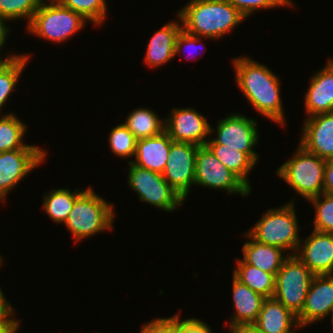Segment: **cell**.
<instances>
[{
  "instance_id": "cell-27",
  "label": "cell",
  "mask_w": 333,
  "mask_h": 333,
  "mask_svg": "<svg viewBox=\"0 0 333 333\" xmlns=\"http://www.w3.org/2000/svg\"><path fill=\"white\" fill-rule=\"evenodd\" d=\"M27 125L14 115V113L1 114L0 116V153L14 149L25 148L23 137Z\"/></svg>"
},
{
  "instance_id": "cell-25",
  "label": "cell",
  "mask_w": 333,
  "mask_h": 333,
  "mask_svg": "<svg viewBox=\"0 0 333 333\" xmlns=\"http://www.w3.org/2000/svg\"><path fill=\"white\" fill-rule=\"evenodd\" d=\"M165 120L150 108H136L127 116L124 125L132 132L137 140L155 137L164 131Z\"/></svg>"
},
{
  "instance_id": "cell-36",
  "label": "cell",
  "mask_w": 333,
  "mask_h": 333,
  "mask_svg": "<svg viewBox=\"0 0 333 333\" xmlns=\"http://www.w3.org/2000/svg\"><path fill=\"white\" fill-rule=\"evenodd\" d=\"M203 37L201 36H197L194 34H191L187 31H185L184 29H181L179 35L177 36L176 39V46H175V56H177L178 54L180 55L181 50L183 49V47H187V48H192L195 45H197L198 43L202 42ZM192 46V47H191Z\"/></svg>"
},
{
  "instance_id": "cell-2",
  "label": "cell",
  "mask_w": 333,
  "mask_h": 333,
  "mask_svg": "<svg viewBox=\"0 0 333 333\" xmlns=\"http://www.w3.org/2000/svg\"><path fill=\"white\" fill-rule=\"evenodd\" d=\"M182 29L206 39H221L246 18L228 0H190L177 12Z\"/></svg>"
},
{
  "instance_id": "cell-22",
  "label": "cell",
  "mask_w": 333,
  "mask_h": 333,
  "mask_svg": "<svg viewBox=\"0 0 333 333\" xmlns=\"http://www.w3.org/2000/svg\"><path fill=\"white\" fill-rule=\"evenodd\" d=\"M243 236L250 239L242 247L243 261L276 276L290 253L287 252L285 255L286 251L280 247L260 243L254 240L247 232Z\"/></svg>"
},
{
  "instance_id": "cell-4",
  "label": "cell",
  "mask_w": 333,
  "mask_h": 333,
  "mask_svg": "<svg viewBox=\"0 0 333 333\" xmlns=\"http://www.w3.org/2000/svg\"><path fill=\"white\" fill-rule=\"evenodd\" d=\"M295 210L293 200L276 209H268L247 233L260 243L280 247L294 255L301 241Z\"/></svg>"
},
{
  "instance_id": "cell-10",
  "label": "cell",
  "mask_w": 333,
  "mask_h": 333,
  "mask_svg": "<svg viewBox=\"0 0 333 333\" xmlns=\"http://www.w3.org/2000/svg\"><path fill=\"white\" fill-rule=\"evenodd\" d=\"M195 186L248 196L251 190L206 147L196 153Z\"/></svg>"
},
{
  "instance_id": "cell-28",
  "label": "cell",
  "mask_w": 333,
  "mask_h": 333,
  "mask_svg": "<svg viewBox=\"0 0 333 333\" xmlns=\"http://www.w3.org/2000/svg\"><path fill=\"white\" fill-rule=\"evenodd\" d=\"M29 54L19 56L0 71V113L20 79L21 73L29 62Z\"/></svg>"
},
{
  "instance_id": "cell-31",
  "label": "cell",
  "mask_w": 333,
  "mask_h": 333,
  "mask_svg": "<svg viewBox=\"0 0 333 333\" xmlns=\"http://www.w3.org/2000/svg\"><path fill=\"white\" fill-rule=\"evenodd\" d=\"M108 141L114 155L126 159L135 155L137 139L124 123L112 128Z\"/></svg>"
},
{
  "instance_id": "cell-23",
  "label": "cell",
  "mask_w": 333,
  "mask_h": 333,
  "mask_svg": "<svg viewBox=\"0 0 333 333\" xmlns=\"http://www.w3.org/2000/svg\"><path fill=\"white\" fill-rule=\"evenodd\" d=\"M236 260L237 264L232 276L263 297L273 298L276 276L253 265L246 264L241 259Z\"/></svg>"
},
{
  "instance_id": "cell-29",
  "label": "cell",
  "mask_w": 333,
  "mask_h": 333,
  "mask_svg": "<svg viewBox=\"0 0 333 333\" xmlns=\"http://www.w3.org/2000/svg\"><path fill=\"white\" fill-rule=\"evenodd\" d=\"M63 6L80 14L85 20L94 25L104 23L108 5L106 0H57Z\"/></svg>"
},
{
  "instance_id": "cell-42",
  "label": "cell",
  "mask_w": 333,
  "mask_h": 333,
  "mask_svg": "<svg viewBox=\"0 0 333 333\" xmlns=\"http://www.w3.org/2000/svg\"><path fill=\"white\" fill-rule=\"evenodd\" d=\"M1 50L2 49H0V53H1ZM19 55H16L15 53L13 54V55H7V57L6 58H4L3 60H2V57L0 56V71L4 68V67H6L11 61H12V59H15V58H17Z\"/></svg>"
},
{
  "instance_id": "cell-30",
  "label": "cell",
  "mask_w": 333,
  "mask_h": 333,
  "mask_svg": "<svg viewBox=\"0 0 333 333\" xmlns=\"http://www.w3.org/2000/svg\"><path fill=\"white\" fill-rule=\"evenodd\" d=\"M44 0H0V16L6 20L25 19L27 26Z\"/></svg>"
},
{
  "instance_id": "cell-9",
  "label": "cell",
  "mask_w": 333,
  "mask_h": 333,
  "mask_svg": "<svg viewBox=\"0 0 333 333\" xmlns=\"http://www.w3.org/2000/svg\"><path fill=\"white\" fill-rule=\"evenodd\" d=\"M256 123L255 119L243 114H230L217 122V129L210 126V134L216 132L217 135L214 139L208 140L206 144H220L237 148L239 151L245 152L257 164L259 154L253 150L259 141Z\"/></svg>"
},
{
  "instance_id": "cell-18",
  "label": "cell",
  "mask_w": 333,
  "mask_h": 333,
  "mask_svg": "<svg viewBox=\"0 0 333 333\" xmlns=\"http://www.w3.org/2000/svg\"><path fill=\"white\" fill-rule=\"evenodd\" d=\"M174 141L163 131L160 135L137 140L134 160L138 167L163 173L171 144Z\"/></svg>"
},
{
  "instance_id": "cell-6",
  "label": "cell",
  "mask_w": 333,
  "mask_h": 333,
  "mask_svg": "<svg viewBox=\"0 0 333 333\" xmlns=\"http://www.w3.org/2000/svg\"><path fill=\"white\" fill-rule=\"evenodd\" d=\"M43 1L27 26L31 35L51 42L62 43L84 28L87 20L63 6L57 0Z\"/></svg>"
},
{
  "instance_id": "cell-16",
  "label": "cell",
  "mask_w": 333,
  "mask_h": 333,
  "mask_svg": "<svg viewBox=\"0 0 333 333\" xmlns=\"http://www.w3.org/2000/svg\"><path fill=\"white\" fill-rule=\"evenodd\" d=\"M299 141L306 151L333 160V112L307 117Z\"/></svg>"
},
{
  "instance_id": "cell-32",
  "label": "cell",
  "mask_w": 333,
  "mask_h": 333,
  "mask_svg": "<svg viewBox=\"0 0 333 333\" xmlns=\"http://www.w3.org/2000/svg\"><path fill=\"white\" fill-rule=\"evenodd\" d=\"M308 201L315 209L313 230L333 233V195L322 193Z\"/></svg>"
},
{
  "instance_id": "cell-17",
  "label": "cell",
  "mask_w": 333,
  "mask_h": 333,
  "mask_svg": "<svg viewBox=\"0 0 333 333\" xmlns=\"http://www.w3.org/2000/svg\"><path fill=\"white\" fill-rule=\"evenodd\" d=\"M310 77L304 104L308 117L333 112V58Z\"/></svg>"
},
{
  "instance_id": "cell-14",
  "label": "cell",
  "mask_w": 333,
  "mask_h": 333,
  "mask_svg": "<svg viewBox=\"0 0 333 333\" xmlns=\"http://www.w3.org/2000/svg\"><path fill=\"white\" fill-rule=\"evenodd\" d=\"M333 309V274L314 275L304 306L297 316L300 328L322 321Z\"/></svg>"
},
{
  "instance_id": "cell-11",
  "label": "cell",
  "mask_w": 333,
  "mask_h": 333,
  "mask_svg": "<svg viewBox=\"0 0 333 333\" xmlns=\"http://www.w3.org/2000/svg\"><path fill=\"white\" fill-rule=\"evenodd\" d=\"M46 153L36 145L0 153V202L27 174L44 163Z\"/></svg>"
},
{
  "instance_id": "cell-24",
  "label": "cell",
  "mask_w": 333,
  "mask_h": 333,
  "mask_svg": "<svg viewBox=\"0 0 333 333\" xmlns=\"http://www.w3.org/2000/svg\"><path fill=\"white\" fill-rule=\"evenodd\" d=\"M205 146L220 160L232 173H234L250 190L248 179L250 170L255 167V162L237 148L225 147L220 144H205Z\"/></svg>"
},
{
  "instance_id": "cell-7",
  "label": "cell",
  "mask_w": 333,
  "mask_h": 333,
  "mask_svg": "<svg viewBox=\"0 0 333 333\" xmlns=\"http://www.w3.org/2000/svg\"><path fill=\"white\" fill-rule=\"evenodd\" d=\"M314 274L296 256L289 255L278 270L273 298L298 316L304 306Z\"/></svg>"
},
{
  "instance_id": "cell-20",
  "label": "cell",
  "mask_w": 333,
  "mask_h": 333,
  "mask_svg": "<svg viewBox=\"0 0 333 333\" xmlns=\"http://www.w3.org/2000/svg\"><path fill=\"white\" fill-rule=\"evenodd\" d=\"M254 325L262 333H294L293 327L300 328L297 316L274 298L263 301Z\"/></svg>"
},
{
  "instance_id": "cell-3",
  "label": "cell",
  "mask_w": 333,
  "mask_h": 333,
  "mask_svg": "<svg viewBox=\"0 0 333 333\" xmlns=\"http://www.w3.org/2000/svg\"><path fill=\"white\" fill-rule=\"evenodd\" d=\"M114 205L87 187L76 198L74 206L64 225L71 232L75 242L95 236L105 230H113Z\"/></svg>"
},
{
  "instance_id": "cell-13",
  "label": "cell",
  "mask_w": 333,
  "mask_h": 333,
  "mask_svg": "<svg viewBox=\"0 0 333 333\" xmlns=\"http://www.w3.org/2000/svg\"><path fill=\"white\" fill-rule=\"evenodd\" d=\"M164 120V131L174 142L205 146L211 135L207 118L191 107L173 108Z\"/></svg>"
},
{
  "instance_id": "cell-41",
  "label": "cell",
  "mask_w": 333,
  "mask_h": 333,
  "mask_svg": "<svg viewBox=\"0 0 333 333\" xmlns=\"http://www.w3.org/2000/svg\"><path fill=\"white\" fill-rule=\"evenodd\" d=\"M12 309V305L9 301H7L2 289L0 288V320L3 319Z\"/></svg>"
},
{
  "instance_id": "cell-15",
  "label": "cell",
  "mask_w": 333,
  "mask_h": 333,
  "mask_svg": "<svg viewBox=\"0 0 333 333\" xmlns=\"http://www.w3.org/2000/svg\"><path fill=\"white\" fill-rule=\"evenodd\" d=\"M296 256L314 275L333 274V233L313 230L300 241Z\"/></svg>"
},
{
  "instance_id": "cell-38",
  "label": "cell",
  "mask_w": 333,
  "mask_h": 333,
  "mask_svg": "<svg viewBox=\"0 0 333 333\" xmlns=\"http://www.w3.org/2000/svg\"><path fill=\"white\" fill-rule=\"evenodd\" d=\"M323 193L333 195V160H327L325 164Z\"/></svg>"
},
{
  "instance_id": "cell-26",
  "label": "cell",
  "mask_w": 333,
  "mask_h": 333,
  "mask_svg": "<svg viewBox=\"0 0 333 333\" xmlns=\"http://www.w3.org/2000/svg\"><path fill=\"white\" fill-rule=\"evenodd\" d=\"M84 190L76 188L73 192L66 188L52 189L47 194H44L43 208L51 220L57 224H64L68 214L72 210L76 198Z\"/></svg>"
},
{
  "instance_id": "cell-1",
  "label": "cell",
  "mask_w": 333,
  "mask_h": 333,
  "mask_svg": "<svg viewBox=\"0 0 333 333\" xmlns=\"http://www.w3.org/2000/svg\"><path fill=\"white\" fill-rule=\"evenodd\" d=\"M237 86L247 102L263 117L285 126V111L281 99L279 77L266 65L249 56L232 60Z\"/></svg>"
},
{
  "instance_id": "cell-5",
  "label": "cell",
  "mask_w": 333,
  "mask_h": 333,
  "mask_svg": "<svg viewBox=\"0 0 333 333\" xmlns=\"http://www.w3.org/2000/svg\"><path fill=\"white\" fill-rule=\"evenodd\" d=\"M326 161L298 145L292 158L284 162L276 174L308 201L323 193Z\"/></svg>"
},
{
  "instance_id": "cell-19",
  "label": "cell",
  "mask_w": 333,
  "mask_h": 333,
  "mask_svg": "<svg viewBox=\"0 0 333 333\" xmlns=\"http://www.w3.org/2000/svg\"><path fill=\"white\" fill-rule=\"evenodd\" d=\"M182 29L181 20L171 21L155 31L150 39L145 54L148 67L159 68L175 56L176 39Z\"/></svg>"
},
{
  "instance_id": "cell-8",
  "label": "cell",
  "mask_w": 333,
  "mask_h": 333,
  "mask_svg": "<svg viewBox=\"0 0 333 333\" xmlns=\"http://www.w3.org/2000/svg\"><path fill=\"white\" fill-rule=\"evenodd\" d=\"M127 165H129L128 185L138 194L140 202L167 212H173L183 205L185 200L161 173L138 167L130 161Z\"/></svg>"
},
{
  "instance_id": "cell-21",
  "label": "cell",
  "mask_w": 333,
  "mask_h": 333,
  "mask_svg": "<svg viewBox=\"0 0 333 333\" xmlns=\"http://www.w3.org/2000/svg\"><path fill=\"white\" fill-rule=\"evenodd\" d=\"M233 306L235 312L230 318V326L254 324L258 318L263 301L262 295L251 290L233 276L232 280Z\"/></svg>"
},
{
  "instance_id": "cell-35",
  "label": "cell",
  "mask_w": 333,
  "mask_h": 333,
  "mask_svg": "<svg viewBox=\"0 0 333 333\" xmlns=\"http://www.w3.org/2000/svg\"><path fill=\"white\" fill-rule=\"evenodd\" d=\"M176 333H213L210 326L202 319L187 318L181 320L176 314Z\"/></svg>"
},
{
  "instance_id": "cell-43",
  "label": "cell",
  "mask_w": 333,
  "mask_h": 333,
  "mask_svg": "<svg viewBox=\"0 0 333 333\" xmlns=\"http://www.w3.org/2000/svg\"><path fill=\"white\" fill-rule=\"evenodd\" d=\"M329 315H331L332 317V319H331V321H332V327H333V309L331 310V312H330V314Z\"/></svg>"
},
{
  "instance_id": "cell-40",
  "label": "cell",
  "mask_w": 333,
  "mask_h": 333,
  "mask_svg": "<svg viewBox=\"0 0 333 333\" xmlns=\"http://www.w3.org/2000/svg\"><path fill=\"white\" fill-rule=\"evenodd\" d=\"M6 22L9 21L0 16V49H2L7 42L8 33L10 32V28L6 26Z\"/></svg>"
},
{
  "instance_id": "cell-34",
  "label": "cell",
  "mask_w": 333,
  "mask_h": 333,
  "mask_svg": "<svg viewBox=\"0 0 333 333\" xmlns=\"http://www.w3.org/2000/svg\"><path fill=\"white\" fill-rule=\"evenodd\" d=\"M139 333H176V313L171 317H160L147 322Z\"/></svg>"
},
{
  "instance_id": "cell-44",
  "label": "cell",
  "mask_w": 333,
  "mask_h": 333,
  "mask_svg": "<svg viewBox=\"0 0 333 333\" xmlns=\"http://www.w3.org/2000/svg\"><path fill=\"white\" fill-rule=\"evenodd\" d=\"M2 263H3V258L2 256H0V266L2 265Z\"/></svg>"
},
{
  "instance_id": "cell-33",
  "label": "cell",
  "mask_w": 333,
  "mask_h": 333,
  "mask_svg": "<svg viewBox=\"0 0 333 333\" xmlns=\"http://www.w3.org/2000/svg\"><path fill=\"white\" fill-rule=\"evenodd\" d=\"M245 18H249L252 13L262 10L276 8L280 6H291V0H228Z\"/></svg>"
},
{
  "instance_id": "cell-12",
  "label": "cell",
  "mask_w": 333,
  "mask_h": 333,
  "mask_svg": "<svg viewBox=\"0 0 333 333\" xmlns=\"http://www.w3.org/2000/svg\"><path fill=\"white\" fill-rule=\"evenodd\" d=\"M197 145L173 142L170 147L163 178L186 200L195 183Z\"/></svg>"
},
{
  "instance_id": "cell-39",
  "label": "cell",
  "mask_w": 333,
  "mask_h": 333,
  "mask_svg": "<svg viewBox=\"0 0 333 333\" xmlns=\"http://www.w3.org/2000/svg\"><path fill=\"white\" fill-rule=\"evenodd\" d=\"M230 333H262L254 324L229 327Z\"/></svg>"
},
{
  "instance_id": "cell-37",
  "label": "cell",
  "mask_w": 333,
  "mask_h": 333,
  "mask_svg": "<svg viewBox=\"0 0 333 333\" xmlns=\"http://www.w3.org/2000/svg\"><path fill=\"white\" fill-rule=\"evenodd\" d=\"M15 312L16 311L12 309L3 319L0 320V333H17L20 327V320L13 317Z\"/></svg>"
}]
</instances>
